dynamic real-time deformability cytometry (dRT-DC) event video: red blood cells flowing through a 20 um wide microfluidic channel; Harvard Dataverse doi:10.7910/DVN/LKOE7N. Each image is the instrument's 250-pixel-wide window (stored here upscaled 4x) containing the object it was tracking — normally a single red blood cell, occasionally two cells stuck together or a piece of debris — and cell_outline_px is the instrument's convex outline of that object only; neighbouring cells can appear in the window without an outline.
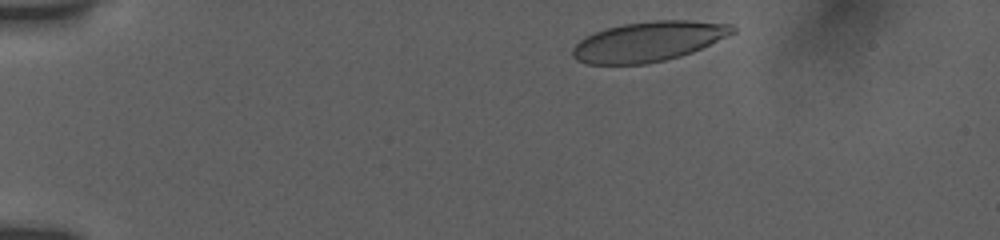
{"species": "human", "species_latin": "Homo sapiens", "temperature_condition": "room temperature", "stored_images_in_passage": 5, "camera_frame_rate_fps": 3000, "um_per_image_px": 0.085, "donor": {"sex": "female"}, "frame": {"image": 1, "passage_image": 1, "time_ms": 0.0, "image_size_px": [1000, 240], "cell_outline_px": [[736, 32], [728, 36], [692, 52], [680, 56], [648, 64], [584, 64], [576, 60], [572, 56], [572, 48], [584, 36], [608, 28], [624, 24], [652, 20], [692, 20], [732, 24], [736, 28]], "centroid_in_image_um": [55.12, 3.52], "position_along_channel_um": 29.9, "area_um2": 37.28}}
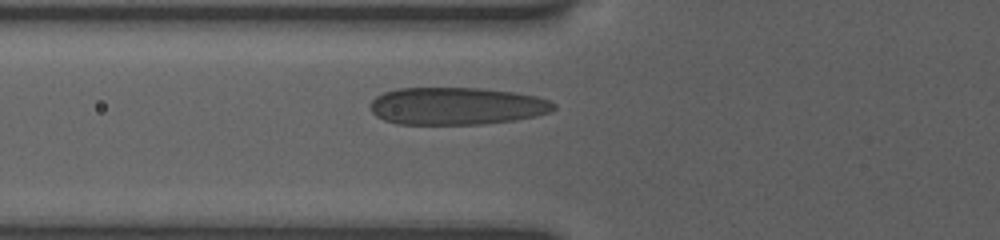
{"frame": {"image": 2, "passage_image": 4, "time_ms": 3.667, "image_size_px": [1000, 240], "cell_outline_px": [[556, 108], [552, 112], [536, 116], [516, 120], [480, 124], [396, 124], [384, 120], [376, 116], [372, 112], [368, 104], [376, 96], [384, 92], [396, 88], [480, 88], [516, 92], [536, 96], [548, 100], [556, 104]], "centroid_in_image_um": [38.81, 9.01], "position_along_channel_um": 87.0, "area_um2": 40.4}}